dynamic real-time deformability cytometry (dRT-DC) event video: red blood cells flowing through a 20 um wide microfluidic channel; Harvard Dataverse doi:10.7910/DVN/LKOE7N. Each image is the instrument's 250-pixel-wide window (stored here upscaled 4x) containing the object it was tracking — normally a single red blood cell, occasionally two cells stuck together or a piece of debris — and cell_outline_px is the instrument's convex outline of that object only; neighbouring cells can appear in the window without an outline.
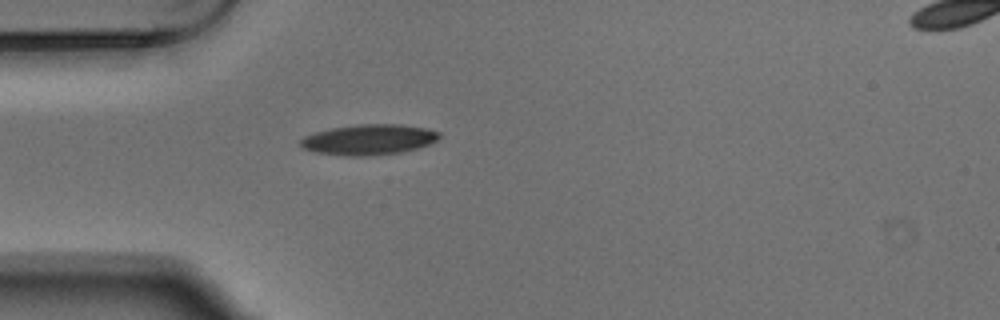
{"species": "Egyptian fruit bat (a non-hibernating species)", "species_latin": "Rousettus aegyptiacus", "temperature_condition": "warm", "stored_images_in_passage": 1, "camera_frame_rate_fps": 3000, "um_per_image_px": 0.085, "animal": {"sex": "male"}, "frame": {"image": 1, "passage_image": 1, "time_ms": 0.0, "image_size_px": [1000, 320], "cell_outline_px": [[440, 136], [436, 140], [428, 144], [416, 148], [400, 152], [368, 156], [344, 156], [316, 152], [304, 148], [300, 144], [300, 140], [304, 136], [316, 132], [332, 128], [360, 124], [400, 124], [424, 128], [440, 132]], "centroid_in_image_um": [31.33, 11.87], "position_along_channel_um": 53.7, "area_um2": 24.39}}